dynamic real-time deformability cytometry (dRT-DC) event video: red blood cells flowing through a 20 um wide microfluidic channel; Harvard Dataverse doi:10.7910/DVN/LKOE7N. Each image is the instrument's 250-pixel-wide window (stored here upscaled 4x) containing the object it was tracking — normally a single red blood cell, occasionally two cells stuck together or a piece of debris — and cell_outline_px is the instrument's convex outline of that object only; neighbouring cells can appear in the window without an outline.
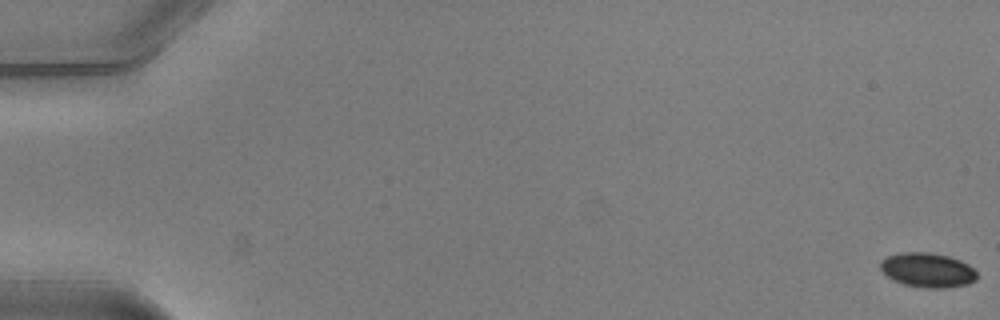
{"species": "common noctule bat (a hibernating species)", "species_latin": "Nyctalus noctula", "temperature_condition": "warm", "stored_images_in_passage": 52, "camera_frame_rate_fps": 3000, "um_per_image_px": 0.085, "animal": {"sex": "male", "body_mass_g": 20.5, "forearm_length_mm": 52.5}, "frame": {"image": 1, "passage_image": 1, "time_ms": 0.0, "image_size_px": [1000, 320], "cell_outline_px": [[976, 280], [968, 284], [944, 288], [932, 288], [904, 284], [888, 276], [880, 268], [880, 260], [888, 256], [900, 252], [932, 252], [948, 256], [960, 260], [968, 264], [976, 272]], "centroid_in_image_um": [78.85, 22.94], "position_along_channel_um": 6.1, "area_um2": 19.25}}
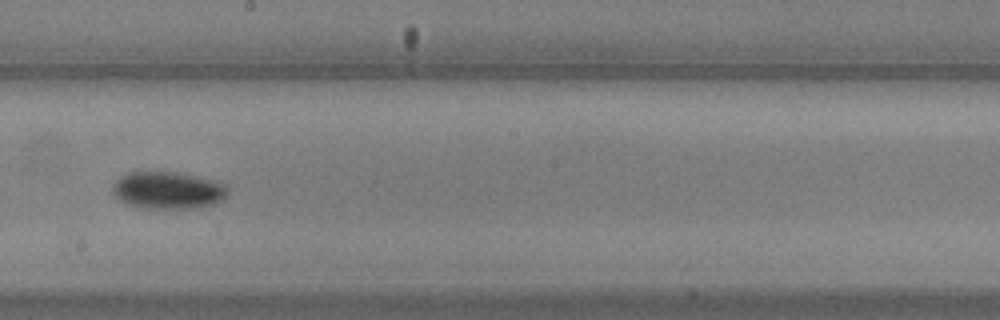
{"frame": {"image": 2, "passage_image": 31, "time_ms": 10.0, "image_size_px": [1000, 320], "cell_outline_px": [[228, 192], [224, 200], [212, 204], [196, 208], [144, 208], [128, 204], [120, 200], [112, 192], [112, 188], [116, 180], [120, 176], [128, 172], [176, 172], [220, 180], [228, 188]], "centroid_in_image_um": [14.32, 16.16], "position_along_channel_um": 233.9, "area_um2": 25.2}}
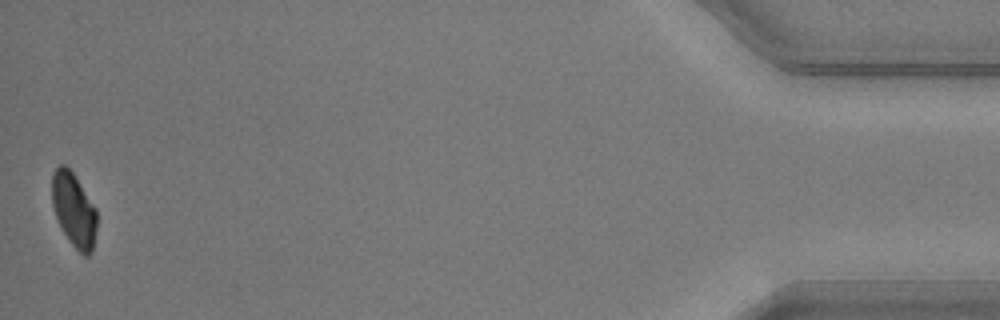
{"frame": {"image": 3, "passage_image": 52, "time_ms": 17.0, "image_size_px": [1000, 320], "cell_outline_px": [[96, 228], [92, 252], [88, 256], [84, 256], [68, 240], [56, 216], [52, 204], [52, 172], [60, 164], [64, 164], [72, 172], [96, 208]], "centroid_in_image_um": [6.27, 17.83], "position_along_channel_um": 428.9, "area_um2": 19.07}, "authors_computed_cell_mechanics": {"area_um2": 21.8195, "velocity_mm_per_s": 4.0225, "shape_relaxation_time_tau1_ms": 1.6175, "shape_relaxation_time_tau2_ms": null, "deformation_change_tau1": 0.0902, "deformation_change_tau2": null}}